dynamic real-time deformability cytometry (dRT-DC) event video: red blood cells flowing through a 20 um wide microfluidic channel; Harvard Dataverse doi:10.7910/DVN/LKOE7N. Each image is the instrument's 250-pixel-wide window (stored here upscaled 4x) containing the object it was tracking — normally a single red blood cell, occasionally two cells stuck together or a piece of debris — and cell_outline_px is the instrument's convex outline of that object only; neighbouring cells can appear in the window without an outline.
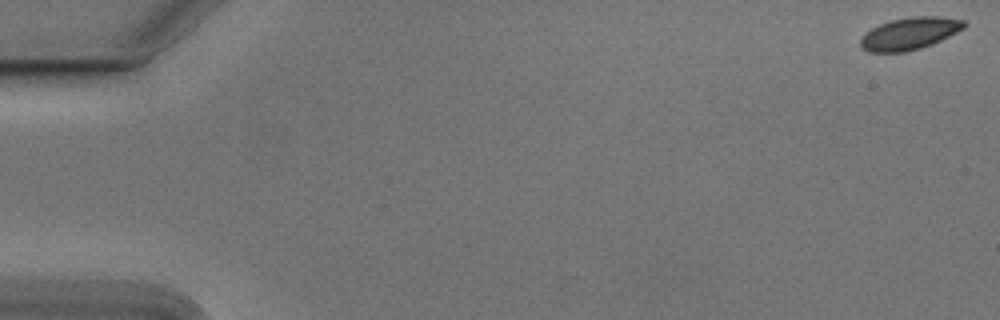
{"species": "Egyptian fruit bat (a non-hibernating species)", "species_latin": "Rousettus aegyptiacus", "temperature_condition": "cold", "stored_images_in_passage": 55, "camera_frame_rate_fps": 3000, "um_per_image_px": 0.085, "animal": {"sex": "male"}, "frame": {"image": 1, "passage_image": 1, "time_ms": 0.0, "image_size_px": [1000, 320], "cell_outline_px": [[968, 24], [964, 28], [932, 44], [920, 48], [904, 52], [868, 52], [860, 44], [860, 40], [864, 32], [880, 24], [892, 20], [912, 16], [936, 16], [964, 20]], "centroid_in_image_um": [77.31, 2.84], "position_along_channel_um": 7.7, "area_um2": 19.31}}
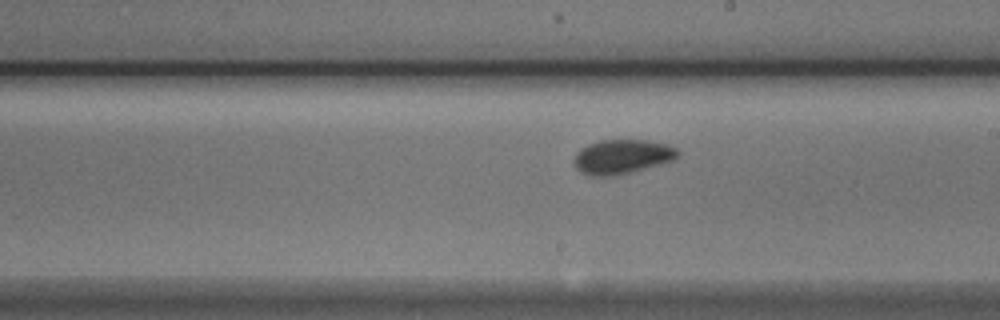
{"frame": {"image": 2, "passage_image": 32, "time_ms": 10.333, "image_size_px": [1000, 320], "cell_outline_px": [[680, 156], [676, 160], [664, 164], [616, 176], [588, 176], [580, 172], [576, 168], [572, 160], [576, 152], [580, 148], [588, 144], [600, 140], [648, 140], [668, 144], [676, 148], [680, 152]], "centroid_in_image_um": [52.9, 13.33], "position_along_channel_um": 236.1, "area_um2": 21.44}}
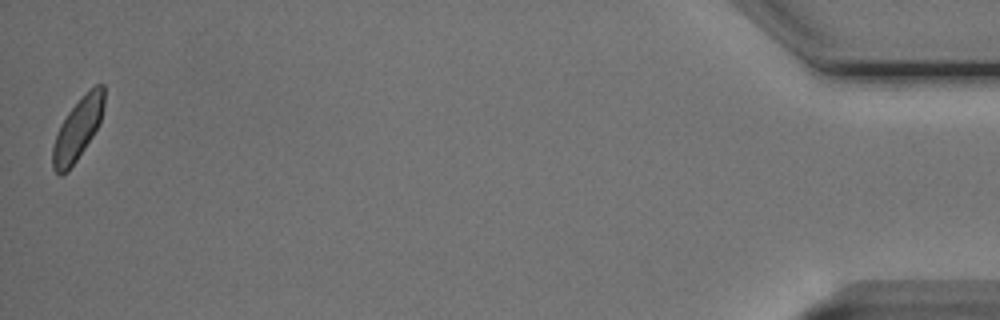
{"frame": {"image": 3, "passage_image": 55, "time_ms": 18.0, "image_size_px": [1000, 320], "cell_outline_px": [[104, 104], [100, 124], [68, 172], [60, 176], [52, 168], [52, 148], [60, 124], [68, 112], [96, 84], [104, 84]], "centroid_in_image_um": [6.59, 11.02], "position_along_channel_um": 428.6, "area_um2": 18.15}, "authors_computed_cell_mechanics": {"area_um2": 19.5942, "velocity_mm_per_s": 3.7262, "shape_relaxation_time_tau1_ms": 7.9208, "shape_relaxation_time_tau2_ms": null, "deformation_change_tau1": 0.1308, "deformation_change_tau2": null}}